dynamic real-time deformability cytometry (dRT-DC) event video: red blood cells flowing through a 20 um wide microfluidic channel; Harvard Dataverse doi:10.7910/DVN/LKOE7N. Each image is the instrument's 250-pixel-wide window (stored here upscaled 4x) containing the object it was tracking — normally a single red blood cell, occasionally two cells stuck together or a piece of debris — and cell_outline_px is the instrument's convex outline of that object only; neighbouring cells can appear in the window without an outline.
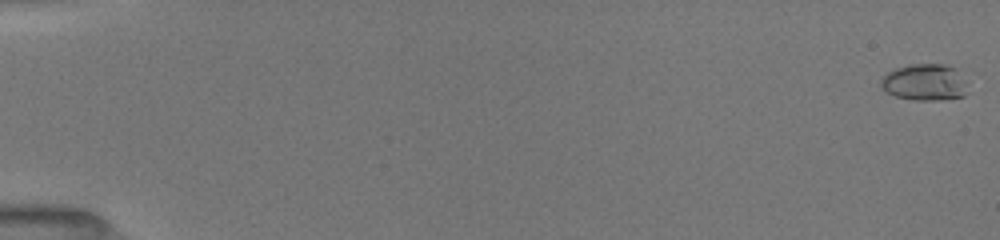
{"species": "common noctule bat (a hibernating species)", "species_latin": "Nyctalus noctula", "temperature_condition": "room temperature", "stored_images_in_passage": 61, "camera_frame_rate_fps": 3000, "um_per_image_px": 0.085, "animal": {"sex": "female", "body_mass_g": 19.5, "forearm_length_mm": 54.1}, "frame": {"image": 1, "passage_image": 1, "time_ms": 0.0, "image_size_px": [1000, 240], "cell_outline_px": [[964, 96], [940, 100], [912, 100], [896, 96], [880, 88], [880, 80], [888, 72], [896, 68], [912, 64], [944, 64], [956, 68], [964, 92]], "centroid_in_image_um": [78.49, 7.0], "position_along_channel_um": 6.5, "area_um2": 17.98}}
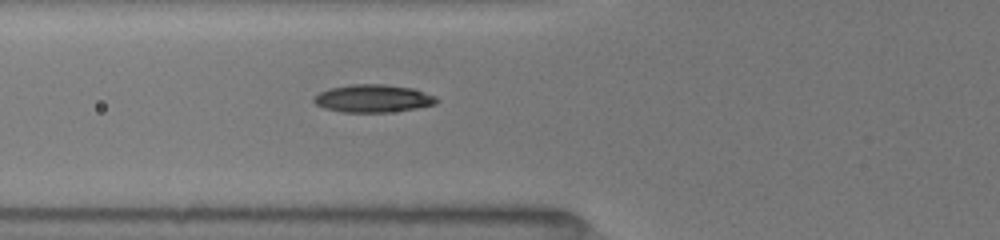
{"frame": {"image": 2, "passage_image": 27, "time_ms": 6.667, "image_size_px": [1000, 240], "cell_outline_px": [[440, 100], [436, 104], [416, 108], [388, 112], [340, 112], [324, 108], [316, 104], [312, 100], [320, 92], [328, 88], [352, 84], [384, 84], [416, 88], [436, 96]], "centroid_in_image_um": [31.74, 8.36], "position_along_channel_um": 94.1, "area_um2": 20.06}}
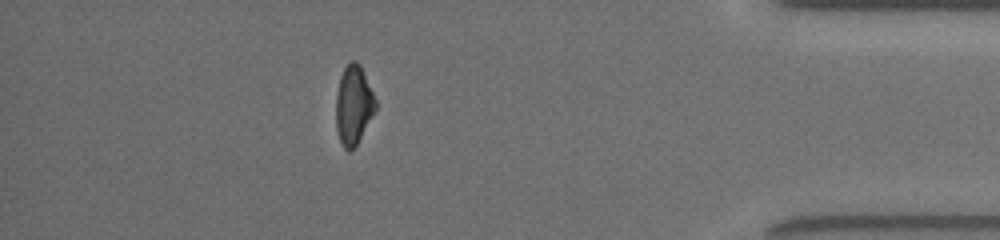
{"frame": {"image": 3, "passage_image": 53, "time_ms": 15.333, "image_size_px": [1000, 240], "cell_outline_px": [[376, 112], [356, 144], [348, 152], [344, 148], [340, 140], [336, 128], [336, 96], [340, 76], [344, 68], [352, 60], [356, 60], [360, 64], [376, 100]], "centroid_in_image_um": [30.05, 8.92], "position_along_channel_um": 405.1, "area_um2": 18.15}, "authors_computed_cell_mechanics": {"area_um2": 18.496, "velocity_mm_per_s": 4.0095, "shape_relaxation_time_tau1_ms": 3.1225, "shape_relaxation_time_tau2_ms": 3.9463, "deformation_change_tau1": 0.1204, "deformation_change_tau2": 0.1059}}